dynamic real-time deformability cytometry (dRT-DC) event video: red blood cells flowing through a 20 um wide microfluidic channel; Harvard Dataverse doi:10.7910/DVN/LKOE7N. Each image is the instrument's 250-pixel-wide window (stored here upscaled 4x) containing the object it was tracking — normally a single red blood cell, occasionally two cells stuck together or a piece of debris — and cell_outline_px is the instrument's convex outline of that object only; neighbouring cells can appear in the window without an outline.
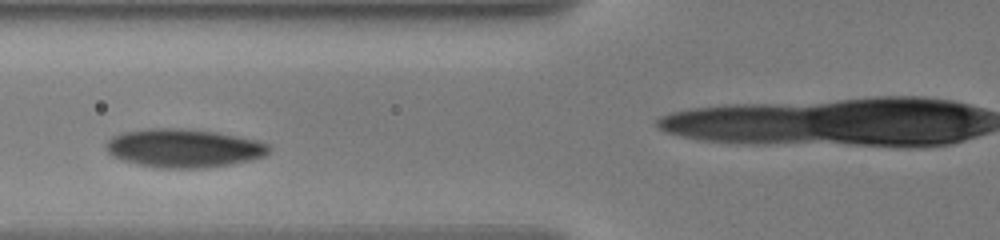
{"species": "human", "species_latin": "Homo sapiens", "temperature_condition": "warm", "stored_images_in_passage": 58, "camera_frame_rate_fps": 3000, "um_per_image_px": 0.085, "donor": {"sex": "male"}, "frame": {"image": 1, "passage_image": 15, "time_ms": 4.333, "image_size_px": [1000, 240], "cell_outline_px": [[272, 148], [264, 156], [252, 160], [204, 168], [152, 168], [124, 160], [112, 156], [104, 148], [104, 144], [112, 136], [120, 132], [148, 128], [180, 128], [216, 132], [256, 140], [268, 144]], "centroid_in_image_um": [15.57, 12.59], "position_along_channel_um": 110.2, "area_um2": 36.76}}
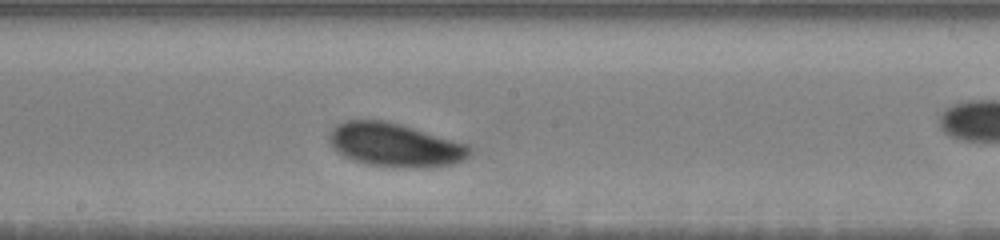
{"frame": {"image": 2, "passage_image": 29, "time_ms": 7.333, "image_size_px": [1000, 240], "cell_outline_px": [[472, 152], [464, 160], [452, 164], [416, 168], [400, 168], [364, 164], [352, 160], [336, 152], [328, 144], [328, 136], [332, 128], [336, 124], [344, 120], [384, 120], [400, 124], [468, 144], [472, 148]], "centroid_in_image_um": [33.52, 12.33], "position_along_channel_um": 214.7, "area_um2": 36.13}}
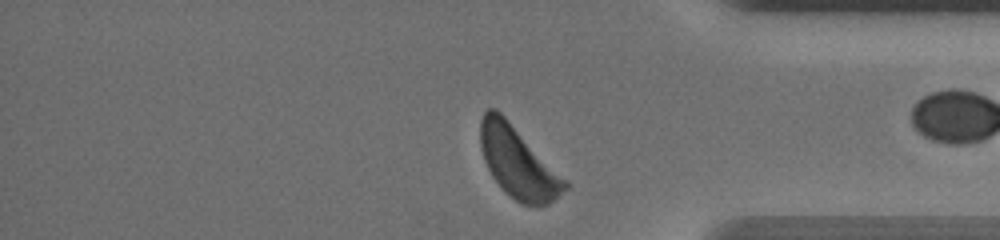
{"frame": {"image": 3, "passage_image": 55, "time_ms": 12.667, "image_size_px": [1000, 240], "cell_outline_px": [[568, 188], [548, 204], [520, 204], [504, 192], [492, 176], [484, 160], [480, 148], [480, 120], [484, 112], [488, 108], [496, 108], [568, 180]], "centroid_in_image_um": [44.02, 13.8], "position_along_channel_um": 391.2, "area_um2": 34.91}, "authors_computed_cell_mechanics": {"area_um2": 36.2406, "velocity_mm_per_s": 3.4838, "shape_relaxation_time_tau1_ms": 1.8374, "shape_relaxation_time_tau2_ms": null, "deformation_change_tau1": 0.1114, "deformation_change_tau2": null}}